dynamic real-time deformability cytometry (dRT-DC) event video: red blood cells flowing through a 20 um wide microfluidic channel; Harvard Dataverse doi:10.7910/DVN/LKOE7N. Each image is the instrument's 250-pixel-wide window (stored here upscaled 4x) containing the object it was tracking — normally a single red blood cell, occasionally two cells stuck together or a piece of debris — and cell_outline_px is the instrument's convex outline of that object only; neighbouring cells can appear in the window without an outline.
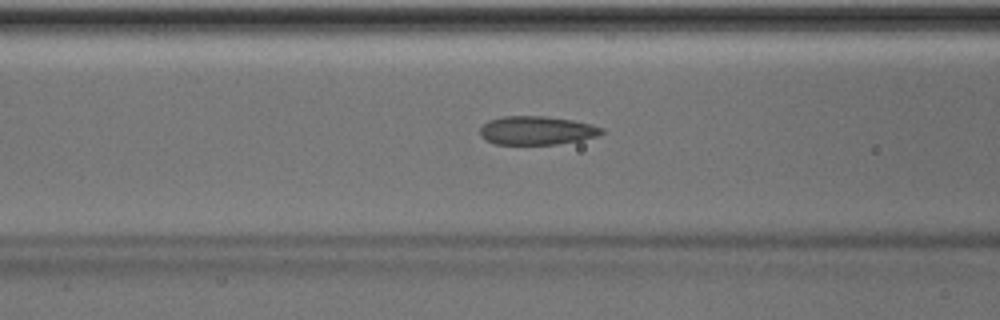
{"species": "Egyptian fruit bat (a non-hibernating species)", "species_latin": "Rousettus aegyptiacus", "temperature_condition": "room temperature", "stored_images_in_passage": 48, "camera_frame_rate_fps": 3000, "um_per_image_px": 0.085, "animal": {"sex": "male"}, "frame": {"image": 1, "passage_image": 18, "time_ms": 5.667, "image_size_px": [1000, 320], "cell_outline_px": [[604, 132], [596, 136], [580, 140], [556, 144], [496, 144], [480, 136], [480, 128], [488, 120], [500, 116], [544, 116], [572, 120], [592, 124], [604, 128]], "centroid_in_image_um": [45.62, 11.08], "position_along_channel_um": 121.0, "area_um2": 20.23}}
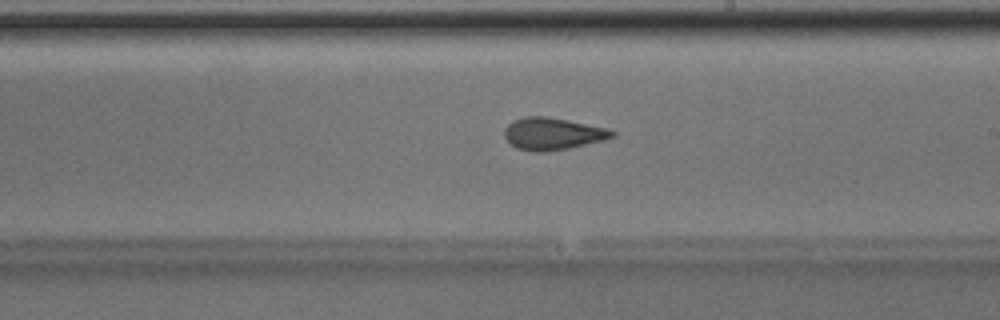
{"frame": {"image": 2, "passage_image": 27, "time_ms": 8.667, "image_size_px": [1000, 320], "cell_outline_px": [[616, 136], [604, 140], [568, 148], [544, 152], [532, 152], [516, 148], [504, 136], [504, 128], [512, 120], [524, 116], [548, 116], [608, 128], [616, 132]], "centroid_in_image_um": [46.97, 11.36], "position_along_channel_um": 242.0, "area_um2": 20.35}}
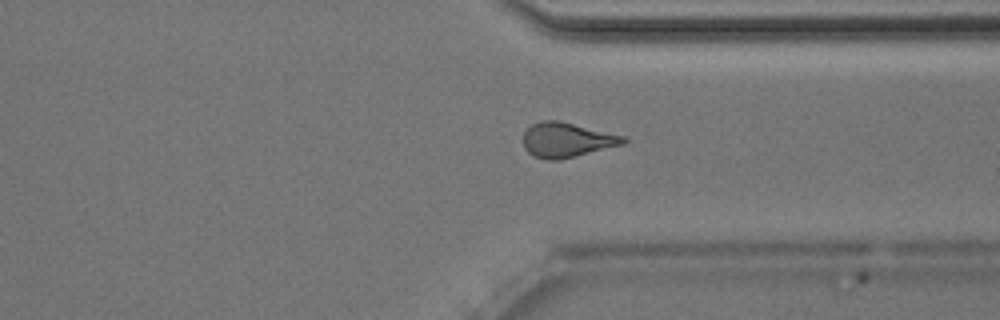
{"frame": {"image": 3, "passage_image": 36, "time_ms": 11.667, "image_size_px": [1000, 320], "cell_outline_px": [[628, 140], [624, 144], [560, 160], [548, 160], [532, 156], [524, 148], [524, 132], [532, 124], [544, 120], [560, 120], [624, 136]], "centroid_in_image_um": [48.17, 11.9], "position_along_channel_um": 363.2, "area_um2": 20.29}, "authors_computed_cell_mechanics": {"area_um2": 20.3167, "velocity_mm_per_s": 4.0489, "shape_relaxation_time_tau1_ms": 9.6502, "shape_relaxation_time_tau2_ms": 1.4787, "deformation_change_tau1": 0.207, "deformation_change_tau2": 0.0741}}